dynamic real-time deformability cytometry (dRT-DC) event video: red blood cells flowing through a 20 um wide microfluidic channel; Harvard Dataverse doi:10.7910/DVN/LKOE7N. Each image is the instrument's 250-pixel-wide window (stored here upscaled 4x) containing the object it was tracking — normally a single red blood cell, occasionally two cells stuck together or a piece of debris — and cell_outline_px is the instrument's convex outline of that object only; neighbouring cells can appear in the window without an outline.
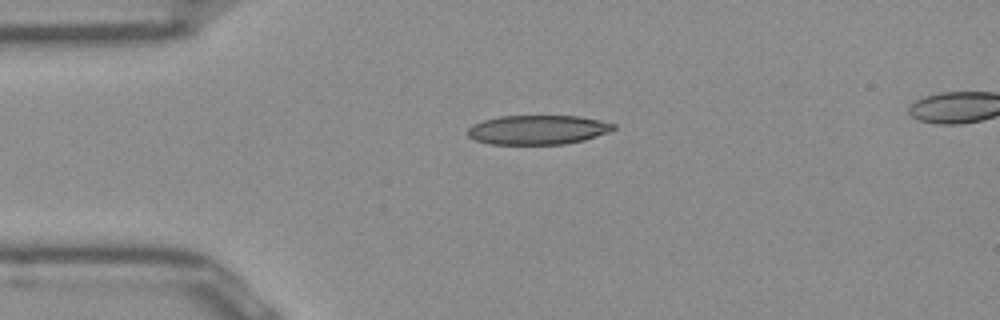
{"species": "Egyptian fruit bat (a non-hibernating species)", "species_latin": "Rousettus aegyptiacus", "temperature_condition": "room temperature", "stored_images_in_passage": 40, "camera_frame_rate_fps": 3000, "um_per_image_px": 0.085, "frame": {"image": 1, "passage_image": 1, "time_ms": 0.0, "image_size_px": [1000, 320], "cell_outline_px": [[616, 128], [612, 132], [584, 140], [568, 144], [488, 144], [476, 140], [468, 136], [464, 132], [472, 124], [484, 120], [500, 116], [580, 116], [600, 120], [616, 124]], "centroid_in_image_um": [45.73, 11.03], "position_along_channel_um": 39.3, "area_um2": 25.26}}
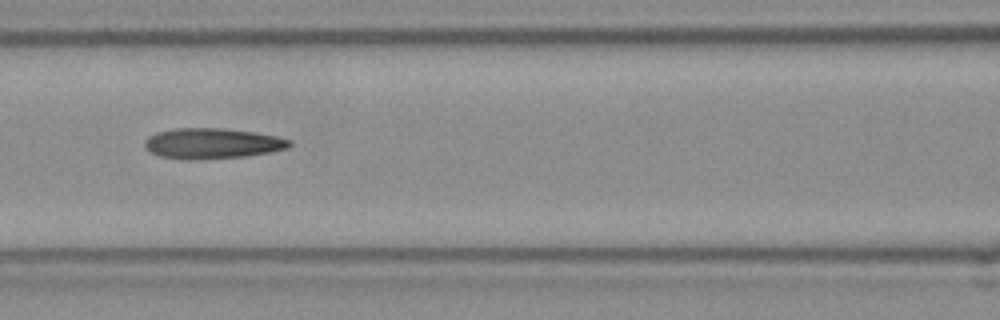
{"frame": {"image": 2, "passage_image": 11, "time_ms": 3.333, "image_size_px": [1000, 320], "cell_outline_px": [[292, 144], [288, 148], [268, 152], [244, 156], [196, 160], [188, 160], [160, 156], [152, 152], [144, 144], [144, 140], [148, 136], [156, 132], [172, 128], [220, 128], [256, 132], [276, 136], [292, 140]], "centroid_in_image_um": [18.03, 12.18], "position_along_channel_um": 148.6, "area_um2": 25.78}}
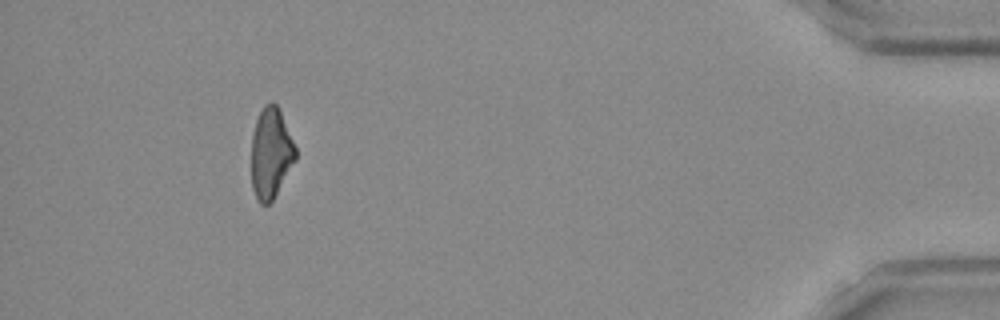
{"frame": {"image": 3, "passage_image": 36, "time_ms": 11.667, "image_size_px": [1000, 320], "cell_outline_px": [[296, 160], [272, 200], [268, 204], [260, 204], [252, 188], [252, 136], [256, 120], [264, 104], [272, 100], [280, 108], [296, 148]], "centroid_in_image_um": [23.03, 12.97], "position_along_channel_um": 412.2, "area_um2": 23.29}, "authors_computed_cell_mechanics": {"area_um2": 25.143, "velocity_mm_per_s": 3.9614, "shape_relaxation_time_tau1_ms": null, "shape_relaxation_time_tau2_ms": 4.1492, "deformation_change_tau1": null, "deformation_change_tau2": 0.1513}}